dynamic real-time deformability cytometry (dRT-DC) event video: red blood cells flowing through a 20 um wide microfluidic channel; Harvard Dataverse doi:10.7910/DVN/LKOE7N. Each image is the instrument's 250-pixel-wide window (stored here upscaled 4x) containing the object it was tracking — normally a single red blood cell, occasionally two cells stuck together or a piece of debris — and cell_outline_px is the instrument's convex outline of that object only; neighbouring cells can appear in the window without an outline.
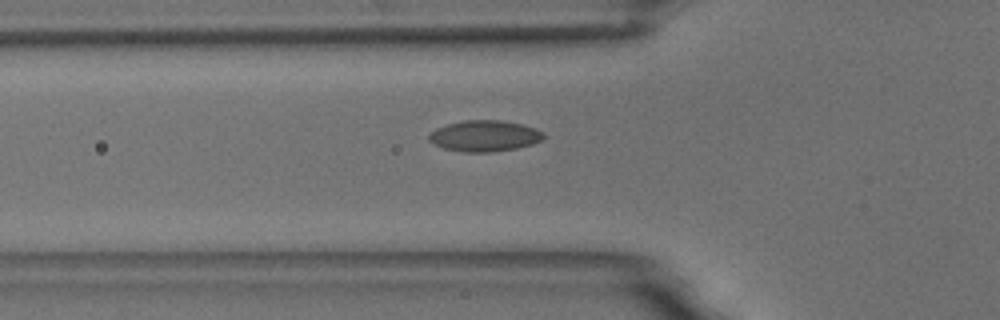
{"species": "common noctule bat (a hibernating species)", "species_latin": "Nyctalus noctula", "temperature_condition": "room temperature", "stored_images_in_passage": 42, "camera_frame_rate_fps": 3000, "um_per_image_px": 0.085, "animal": {"sex": "male", "body_mass_g": 18.8}, "frame": {"image": 1, "passage_image": 5, "time_ms": 1.333, "image_size_px": [1000, 320], "cell_outline_px": [[544, 136], [540, 140], [532, 144], [516, 148], [492, 152], [464, 152], [444, 148], [432, 144], [428, 140], [428, 136], [436, 128], [448, 124], [464, 120], [500, 120], [524, 124], [544, 132]], "centroid_in_image_um": [41.17, 11.55], "position_along_channel_um": 84.6, "area_um2": 20.75}}
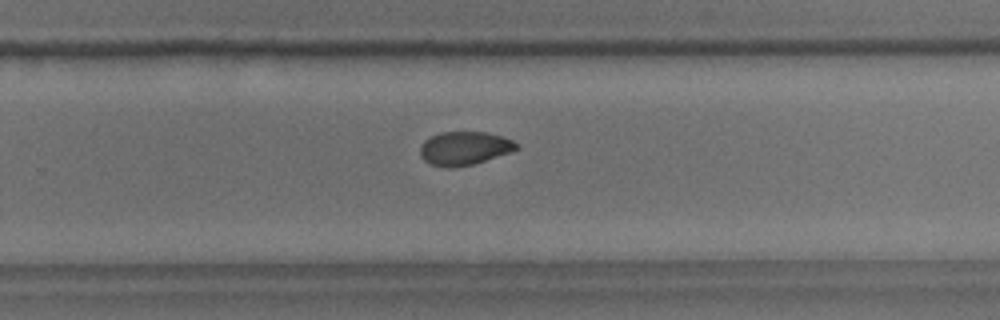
{"frame": {"image": 2, "passage_image": 22, "time_ms": 7.0, "image_size_px": [1000, 320], "cell_outline_px": [[520, 148], [512, 152], [472, 164], [456, 168], [448, 168], [432, 164], [424, 160], [420, 156], [420, 148], [424, 140], [440, 132], [488, 132], [512, 140]], "centroid_in_image_um": [39.47, 12.61], "position_along_channel_um": 290.3, "area_um2": 18.79}}
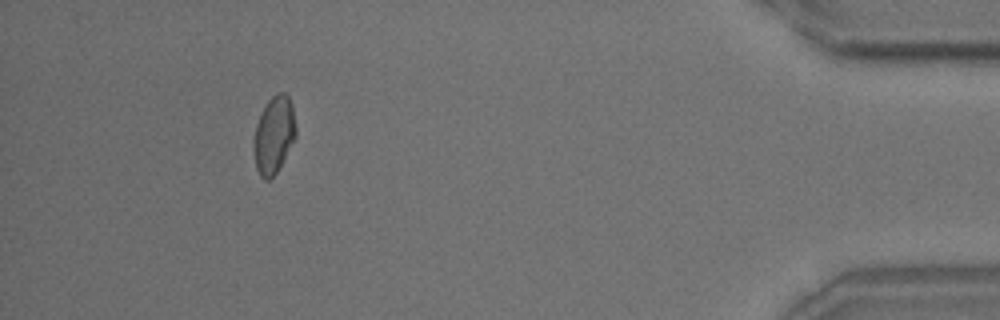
{"frame": {"image": 3, "passage_image": 37, "time_ms": 12.0, "image_size_px": [1000, 320], "cell_outline_px": [[296, 136], [276, 172], [268, 180], [264, 180], [260, 176], [256, 168], [252, 148], [252, 140], [256, 124], [268, 100], [276, 92], [284, 92], [288, 96], [292, 104], [296, 128]], "centroid_in_image_um": [23.25, 11.46], "position_along_channel_um": 411.9, "area_um2": 18.96}, "authors_computed_cell_mechanics": {"area_um2": 19.0162, "velocity_mm_per_s": 3.6172, "shape_relaxation_time_tau1_ms": null, "shape_relaxation_time_tau2_ms": 5.5012, "deformation_change_tau1": null, "deformation_change_tau2": 0.0683}}